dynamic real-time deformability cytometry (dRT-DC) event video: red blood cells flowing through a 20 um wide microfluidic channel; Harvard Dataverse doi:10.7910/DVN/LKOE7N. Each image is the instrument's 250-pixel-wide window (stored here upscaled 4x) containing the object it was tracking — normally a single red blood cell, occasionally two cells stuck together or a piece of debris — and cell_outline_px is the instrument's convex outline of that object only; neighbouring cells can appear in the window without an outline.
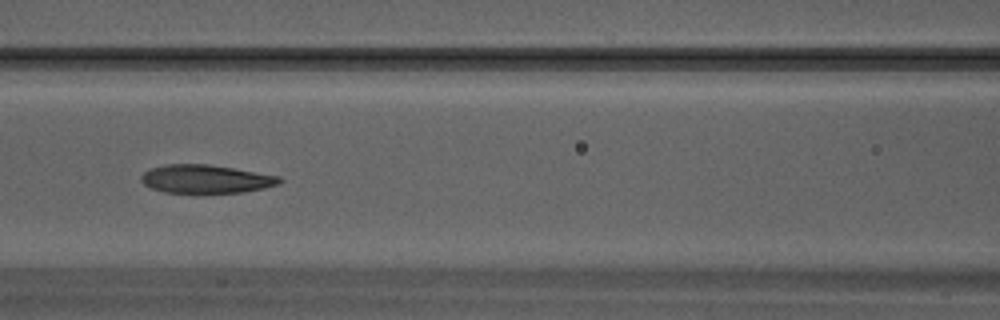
{"species": "Egyptian fruit bat (a non-hibernating species)", "species_latin": "Rousettus aegyptiacus", "temperature_condition": "warm", "stored_images_in_passage": 28, "camera_frame_rate_fps": 3000, "um_per_image_px": 0.085, "animal": {"sex": "male"}, "frame": {"image": 1, "passage_image": 9, "time_ms": 2.667, "image_size_px": [1000, 320], "cell_outline_px": [[284, 180], [280, 184], [264, 188], [244, 192], [200, 196], [196, 196], [164, 192], [152, 188], [144, 184], [140, 180], [140, 176], [144, 172], [152, 168], [168, 164], [208, 164], [280, 176]], "centroid_in_image_um": [17.5, 15.27], "position_along_channel_um": 149.1, "area_um2": 23.87}}
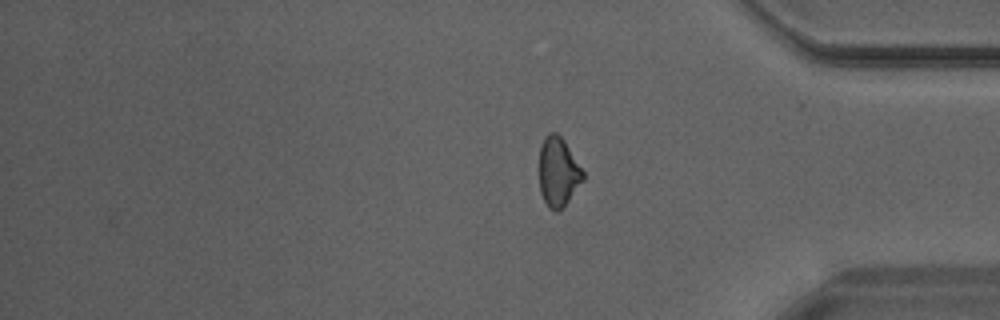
{"frame": {"image": 2, "passage_image": 28, "time_ms": 9.0, "image_size_px": [1000, 320], "cell_outline_px": [[584, 180], [568, 200], [556, 212], [548, 208], [540, 192], [540, 148], [544, 136], [548, 132], [556, 132], [564, 140], [584, 172]], "centroid_in_image_um": [47.44, 14.59], "position_along_channel_um": 387.8, "area_um2": 17.51}}